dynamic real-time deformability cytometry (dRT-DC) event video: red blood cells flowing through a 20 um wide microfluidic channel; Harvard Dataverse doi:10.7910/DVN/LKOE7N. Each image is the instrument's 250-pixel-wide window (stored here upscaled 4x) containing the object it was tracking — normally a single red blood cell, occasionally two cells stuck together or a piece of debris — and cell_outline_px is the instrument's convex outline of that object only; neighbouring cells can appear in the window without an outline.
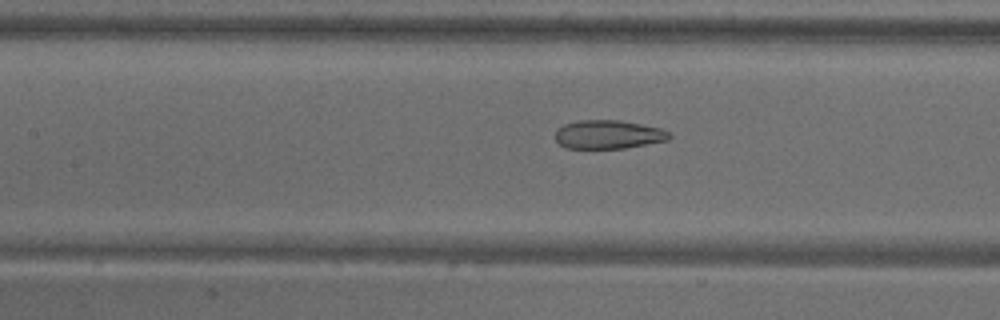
{"species": "common noctule bat (a hibernating species)", "species_latin": "Nyctalus noctula", "temperature_condition": "warm", "stored_images_in_passage": 45, "camera_frame_rate_fps": 3000, "um_per_image_px": 0.085, "animal": {"sex": "male", "body_mass_g": 18.8}, "frame": {"image": 1, "passage_image": 15, "time_ms": 4.667, "image_size_px": [1000, 320], "cell_outline_px": [[672, 136], [668, 140], [624, 148], [564, 148], [556, 140], [556, 132], [564, 124], [580, 120], [620, 120], [660, 128], [668, 132]], "centroid_in_image_um": [51.71, 11.43], "position_along_channel_um": 155.7, "area_um2": 18.84}}
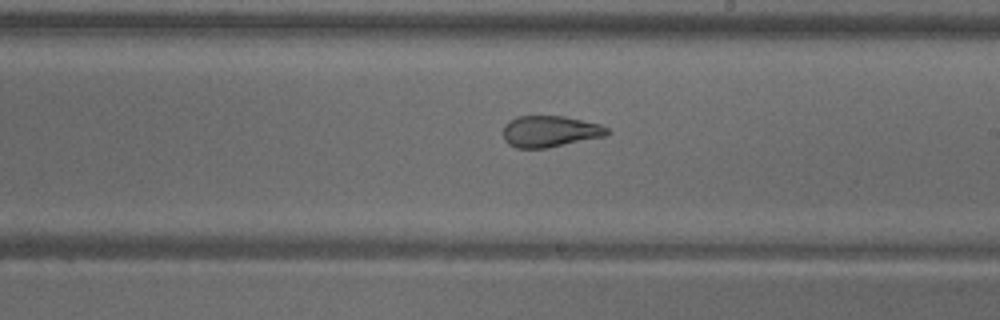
{"frame": {"image": 2, "passage_image": 22, "time_ms": 7.0, "image_size_px": [1000, 320], "cell_outline_px": [[612, 132], [604, 136], [548, 148], [516, 148], [508, 144], [504, 140], [504, 124], [508, 120], [516, 116], [564, 116], [600, 124], [608, 128]], "centroid_in_image_um": [46.73, 11.16], "position_along_channel_um": 242.3, "area_um2": 19.13}}
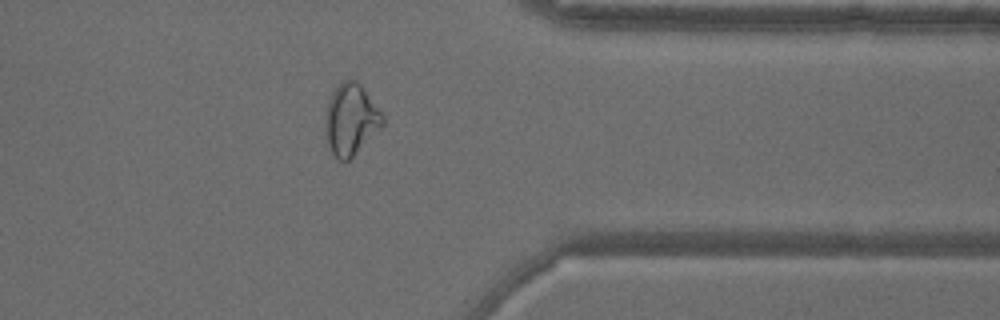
{"frame": {"image": 3, "passage_image": 34, "time_ms": 11.0, "image_size_px": [1000, 320], "cell_outline_px": [[384, 124], [348, 160], [340, 160], [328, 148], [324, 128], [324, 120], [328, 100], [332, 92], [344, 80], [356, 80], [360, 84], [384, 116]], "centroid_in_image_um": [29.79, 10.15], "position_along_channel_um": 381.6, "area_um2": 23.47}, "authors_computed_cell_mechanics": {"area_um2": 21.8484, "velocity_mm_per_s": 3.7199, "shape_relaxation_time_tau1_ms": null, "shape_relaxation_time_tau2_ms": 1.563, "deformation_change_tau1": null, "deformation_change_tau2": 0.0898}}